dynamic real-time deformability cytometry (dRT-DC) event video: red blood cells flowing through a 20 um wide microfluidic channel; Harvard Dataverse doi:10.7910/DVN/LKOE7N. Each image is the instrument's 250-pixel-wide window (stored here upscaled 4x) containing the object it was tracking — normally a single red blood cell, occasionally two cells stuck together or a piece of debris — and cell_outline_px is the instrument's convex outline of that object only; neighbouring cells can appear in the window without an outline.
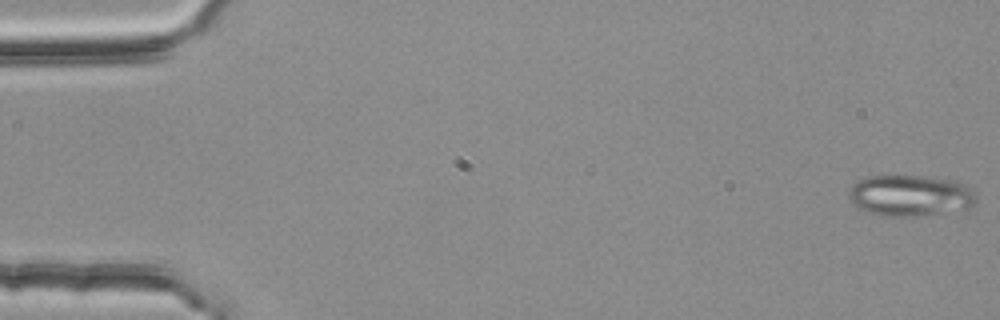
{"species": "common noctule bat (a hibernating species)", "species_latin": "Nyctalus noctula", "temperature_condition": "room temperature", "stored_images_in_passage": 54, "camera_frame_rate_fps": 3000, "um_per_image_px": 0.085, "animal": {"sex": "female", "body_mass_g": 25.1}, "frame": {"image": 1, "passage_image": 1, "time_ms": 0.0, "image_size_px": [1000, 320], "cell_outline_px": [[976, 204], [968, 208], [904, 216], [880, 216], [868, 212], [860, 208], [848, 196], [848, 188], [856, 180], [868, 176], [924, 176], [956, 180], [972, 188], [976, 196]], "centroid_in_image_um": [77.35, 16.59], "position_along_channel_um": 7.6, "area_um2": 30.35}}
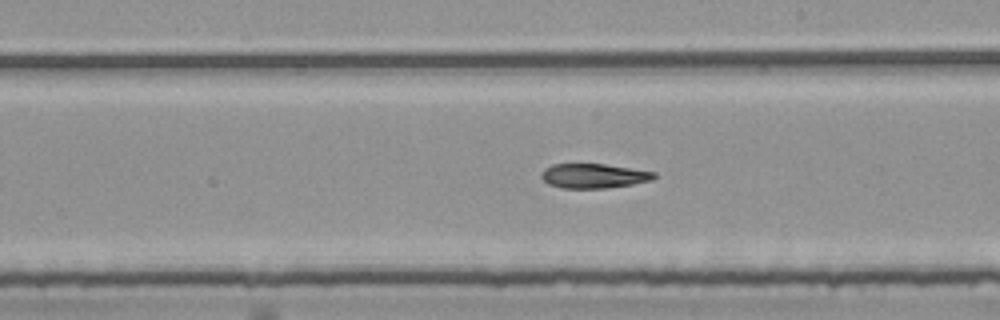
{"frame": {"image": 2, "passage_image": 31, "time_ms": 10.0, "image_size_px": [1000, 320], "cell_outline_px": [[656, 176], [652, 180], [632, 184], [604, 188], [560, 188], [548, 184], [540, 176], [540, 172], [544, 168], [552, 164], [604, 164], [656, 172]], "centroid_in_image_um": [50.42, 14.95], "position_along_channel_um": 238.6, "area_um2": 16.13}}
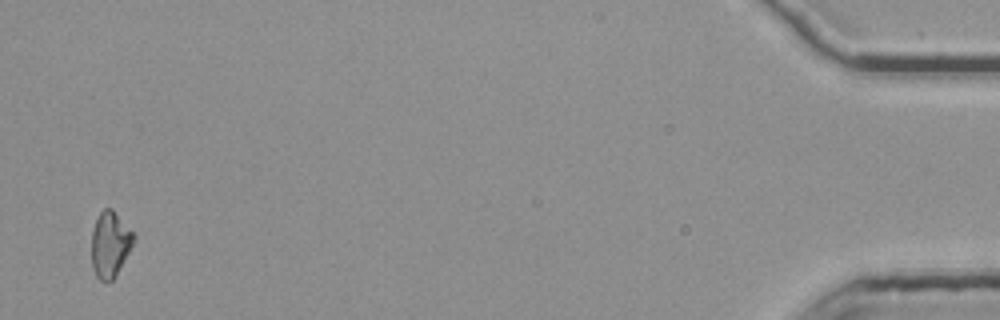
{"frame": {"image": 3, "passage_image": 53, "time_ms": 17.333, "image_size_px": [1000, 320], "cell_outline_px": [[136, 240], [112, 280], [104, 284], [96, 276], [92, 268], [92, 232], [96, 220], [100, 212], [104, 208], [112, 208], [136, 236]], "centroid_in_image_um": [9.35, 20.77], "position_along_channel_um": 425.8, "area_um2": 16.07}}